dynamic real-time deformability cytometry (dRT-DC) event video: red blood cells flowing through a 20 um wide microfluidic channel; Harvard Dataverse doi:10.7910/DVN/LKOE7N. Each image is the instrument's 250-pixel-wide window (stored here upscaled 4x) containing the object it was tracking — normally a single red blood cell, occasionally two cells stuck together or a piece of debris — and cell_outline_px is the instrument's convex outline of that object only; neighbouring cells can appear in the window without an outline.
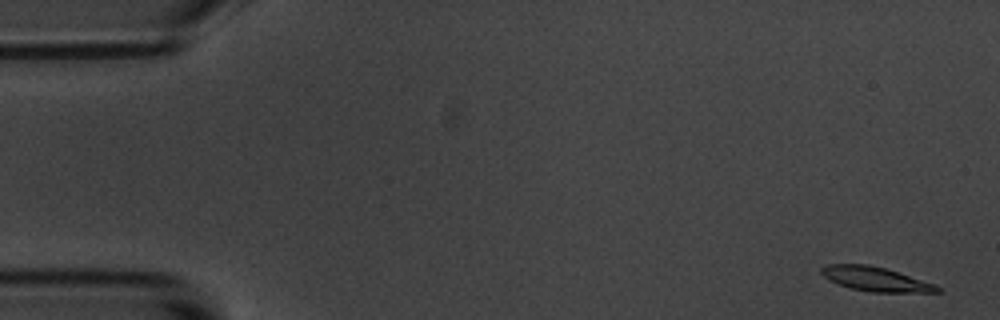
{"species": "common noctule bat (a hibernating species)", "species_latin": "Nyctalus noctula", "temperature_condition": "room temperature", "stored_images_in_passage": 5, "camera_frame_rate_fps": 3000, "um_per_image_px": 0.085, "animal": {"sex": "male", "body_mass_g": 20.1, "forearm_length_mm": 53.5}, "frame": {"image": 1, "passage_image": 1, "time_ms": 0.0, "image_size_px": [1000, 320], "cell_outline_px": [[940, 292], [872, 292], [852, 288], [828, 280], [820, 272], [820, 268], [828, 264], [868, 264], [884, 268], [936, 284], [940, 288]], "centroid_in_image_um": [74.41, 23.71], "position_along_channel_um": 10.6, "area_um2": 16.18}}
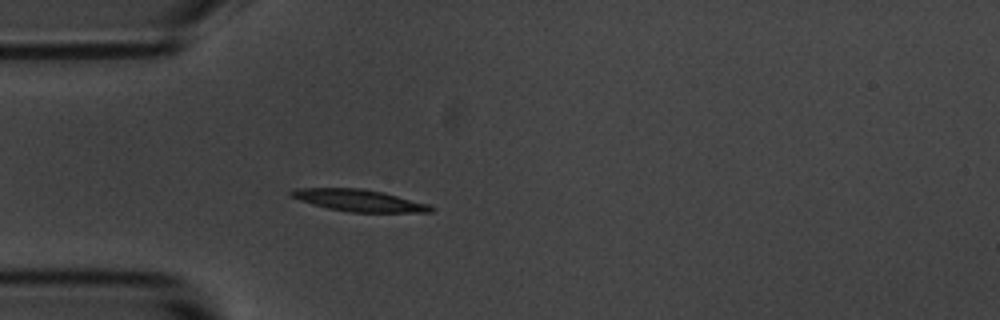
{"frame": {"image": 2, "passage_image": 5, "time_ms": 4.667, "image_size_px": [1000, 320], "cell_outline_px": [[436, 208], [432, 212], [352, 212], [328, 208], [312, 204], [300, 200], [292, 196], [288, 192], [296, 188], [360, 188], [384, 192], [428, 204]], "centroid_in_image_um": [30.53, 17.03], "position_along_channel_um": 54.5, "area_um2": 17.69}}